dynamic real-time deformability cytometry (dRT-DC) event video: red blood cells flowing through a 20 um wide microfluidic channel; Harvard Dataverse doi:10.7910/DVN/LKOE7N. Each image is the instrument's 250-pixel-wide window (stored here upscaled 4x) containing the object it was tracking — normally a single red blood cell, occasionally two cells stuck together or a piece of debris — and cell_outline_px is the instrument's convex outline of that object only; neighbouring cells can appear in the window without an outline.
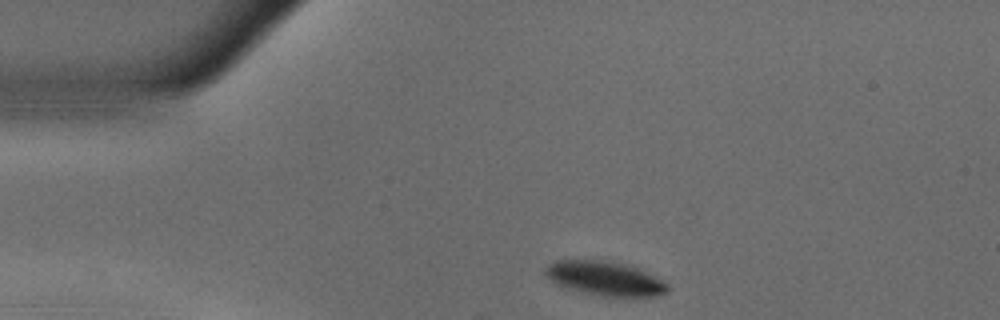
{"species": "common noctule bat (a hibernating species)", "species_latin": "Nyctalus noctula", "temperature_condition": "warm", "stored_images_in_passage": 45, "camera_frame_rate_fps": 3000, "um_per_image_px": 0.085, "animal": {"sex": "male", "body_mass_g": 18.8}, "frame": {"image": 1, "passage_image": 1, "time_ms": 0.0, "image_size_px": [1000, 320], "cell_outline_px": [[668, 292], [656, 296], [604, 296], [568, 288], [556, 284], [544, 276], [544, 268], [548, 264], [556, 260], [600, 260], [620, 264], [636, 268], [668, 284]], "centroid_in_image_um": [51.34, 23.67], "position_along_channel_um": 33.7, "area_um2": 23.81}}
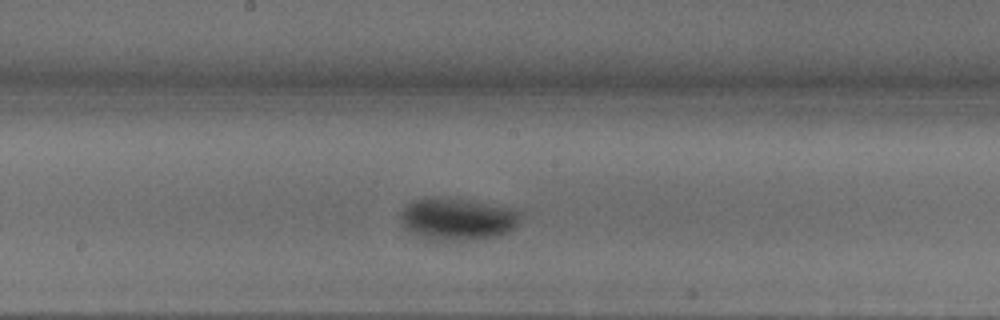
{"frame": {"image": 2, "passage_image": 19, "time_ms": 6.0, "image_size_px": [1000, 320], "cell_outline_px": [[520, 216], [516, 224], [508, 232], [496, 236], [448, 244], [428, 240], [408, 232], [400, 216], [400, 212], [408, 204], [416, 200], [432, 196], [444, 196], [520, 208]], "centroid_in_image_um": [38.88, 18.64], "position_along_channel_um": 209.3, "area_um2": 30.58}}
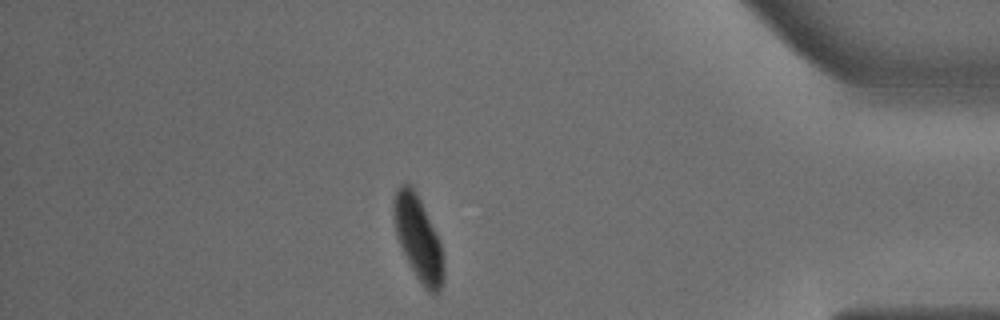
{"frame": {"image": 3, "passage_image": 38, "time_ms": 12.333, "image_size_px": [1000, 320], "cell_outline_px": [[444, 280], [440, 292], [432, 296], [428, 292], [416, 276], [396, 236], [392, 212], [392, 204], [396, 188], [404, 180], [408, 180], [412, 184], [440, 240], [444, 264]], "centroid_in_image_um": [35.54, 20.22], "position_along_channel_um": 399.7, "area_um2": 24.91}, "authors_computed_cell_mechanics": {"area_um2": 27.6862, "velocity_mm_per_s": 3.6057, "shape_relaxation_time_tau1_ms": 4.0918, "shape_relaxation_time_tau2_ms": null, "deformation_change_tau1": 0.1698, "deformation_change_tau2": null}}